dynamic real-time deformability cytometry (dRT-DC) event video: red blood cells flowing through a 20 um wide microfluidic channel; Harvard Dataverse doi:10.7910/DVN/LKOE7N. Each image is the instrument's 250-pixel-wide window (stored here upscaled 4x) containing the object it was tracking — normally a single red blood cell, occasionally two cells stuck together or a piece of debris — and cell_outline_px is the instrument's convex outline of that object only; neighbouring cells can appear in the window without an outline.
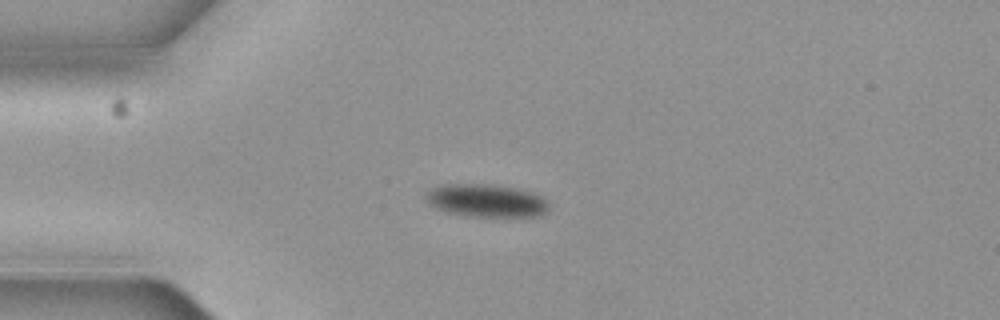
{"species": "common noctule bat (a hibernating species)", "species_latin": "Nyctalus noctula", "temperature_condition": "cold", "stored_images_in_passage": 5, "camera_frame_rate_fps": 3000, "um_per_image_px": 0.085, "animal": {"sex": "female", "body_mass_g": 19.3, "forearm_length_mm": 54.1}, "frame": {"image": 1, "passage_image": 1, "time_ms": 0.0, "image_size_px": [1000, 320], "cell_outline_px": [[548, 208], [540, 216], [464, 216], [448, 212], [436, 208], [428, 200], [428, 192], [432, 188], [448, 184], [488, 184], [516, 188], [532, 192], [540, 196], [548, 204]], "centroid_in_image_um": [41.36, 17.05], "position_along_channel_um": 43.6, "area_um2": 23.06}}
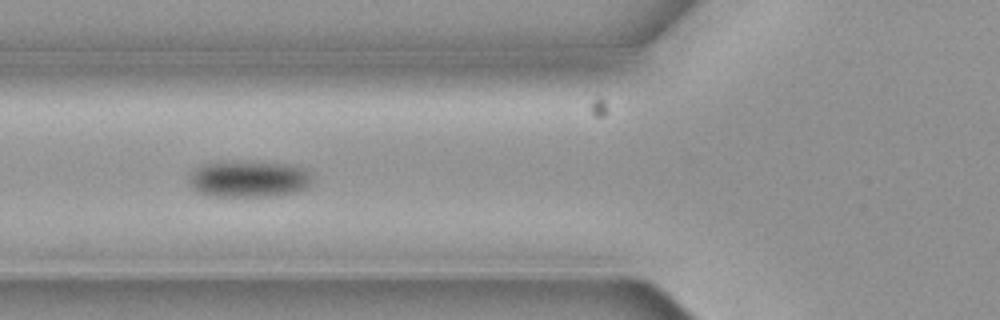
{"frame": {"image": 2, "passage_image": 3, "time_ms": 0.667, "image_size_px": [1000, 320], "cell_outline_px": [[312, 184], [296, 192], [276, 196], [208, 196], [192, 188], [188, 180], [188, 176], [196, 168], [204, 164], [252, 160], [292, 164], [304, 168], [308, 172], [312, 180]], "centroid_in_image_um": [21.17, 15.2], "position_along_channel_um": 104.6, "area_um2": 26.65}}
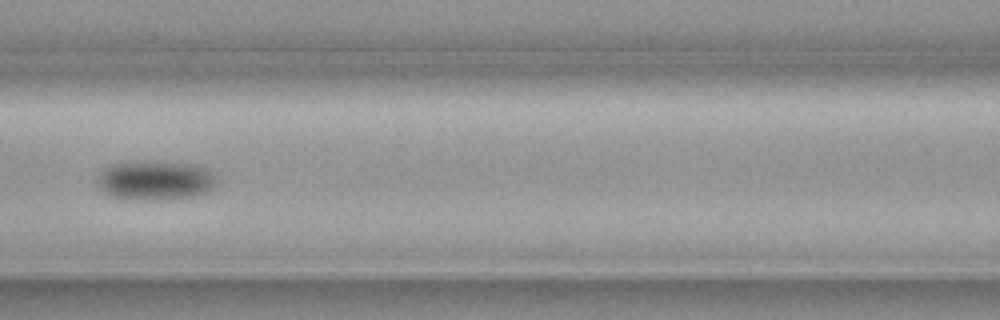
{"frame": {"image": 3, "passage_image": 4, "time_ms": 1.0, "image_size_px": [1000, 320], "cell_outline_px": [[216, 184], [208, 192], [196, 196], [148, 200], [140, 200], [112, 196], [104, 192], [96, 184], [96, 180], [100, 172], [104, 168], [112, 164], [160, 160], [192, 164], [208, 168], [216, 172]], "centroid_in_image_um": [13.24, 15.31], "position_along_channel_um": 153.4, "area_um2": 27.8}}